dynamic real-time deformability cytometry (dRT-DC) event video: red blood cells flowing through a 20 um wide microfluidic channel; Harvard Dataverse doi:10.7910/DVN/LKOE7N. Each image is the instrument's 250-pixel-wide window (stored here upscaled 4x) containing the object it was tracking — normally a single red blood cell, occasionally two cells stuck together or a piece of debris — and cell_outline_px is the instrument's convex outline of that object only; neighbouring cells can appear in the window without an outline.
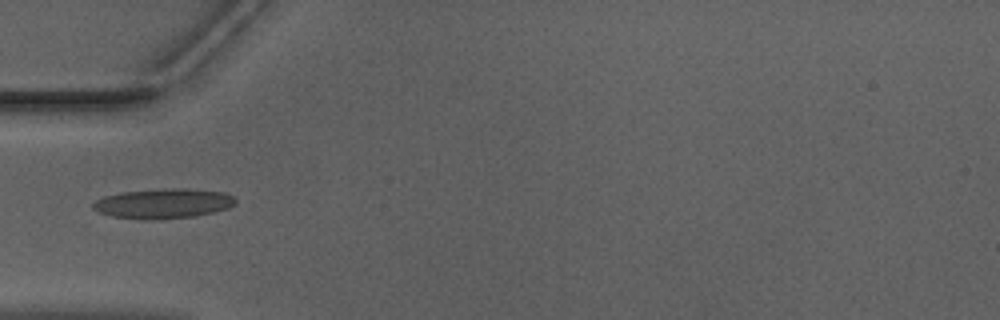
{"species": "Egyptian fruit bat (a non-hibernating species)", "species_latin": "Rousettus aegyptiacus", "temperature_condition": "warm", "stored_images_in_passage": 36, "camera_frame_rate_fps": 3000, "um_per_image_px": 0.085, "animal": {"sex": "male"}, "frame": {"image": 1, "passage_image": 1, "time_ms": 0.0, "image_size_px": [1000, 320], "cell_outline_px": [[236, 204], [228, 208], [216, 212], [196, 216], [156, 220], [144, 220], [112, 216], [96, 212], [92, 208], [92, 204], [96, 200], [104, 196], [120, 192], [172, 188], [180, 188], [224, 192], [232, 196], [236, 200]], "centroid_in_image_um": [13.87, 17.31], "position_along_channel_um": 71.1, "area_um2": 25.03}}
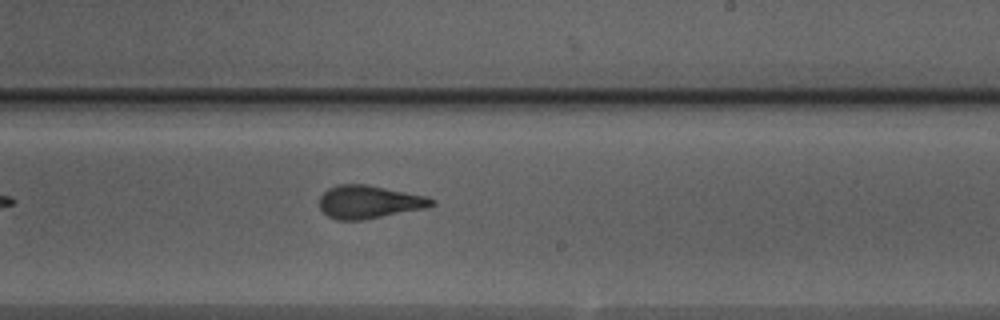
{"frame": {"image": 2, "passage_image": 15, "time_ms": 4.667, "image_size_px": [1000, 320], "cell_outline_px": [[436, 204], [424, 208], [364, 220], [336, 220], [328, 216], [320, 208], [320, 196], [328, 188], [340, 184], [368, 184], [428, 196], [436, 200]], "centroid_in_image_um": [31.39, 17.16], "position_along_channel_um": 257.6, "area_um2": 21.73}}
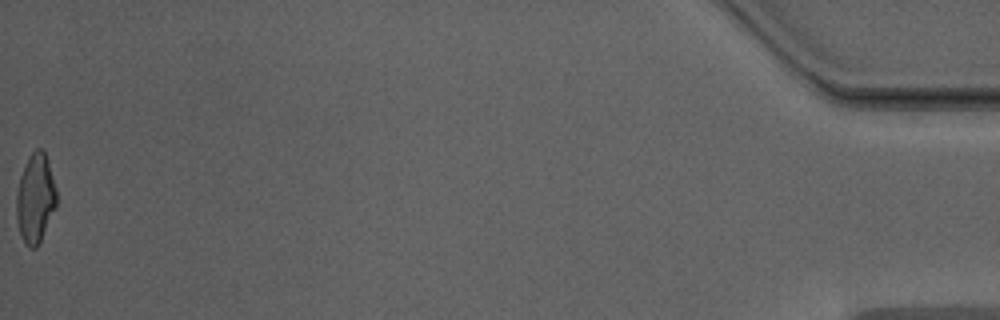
{"frame": {"image": 3, "passage_image": 36, "time_ms": 11.667, "image_size_px": [1000, 320], "cell_outline_px": [[56, 204], [40, 240], [36, 248], [28, 248], [20, 236], [16, 216], [16, 196], [20, 176], [28, 156], [36, 148], [40, 148], [44, 152], [48, 160], [56, 188]], "centroid_in_image_um": [2.98, 16.84], "position_along_channel_um": 432.2, "area_um2": 20.63}, "authors_computed_cell_mechanics": {"area_um2": 21.675, "velocity_mm_per_s": 3.9818, "shape_relaxation_time_tau1_ms": 6.1343, "shape_relaxation_time_tau2_ms": 1.3572, "deformation_change_tau1": 0.2019, "deformation_change_tau2": 0.0967}}